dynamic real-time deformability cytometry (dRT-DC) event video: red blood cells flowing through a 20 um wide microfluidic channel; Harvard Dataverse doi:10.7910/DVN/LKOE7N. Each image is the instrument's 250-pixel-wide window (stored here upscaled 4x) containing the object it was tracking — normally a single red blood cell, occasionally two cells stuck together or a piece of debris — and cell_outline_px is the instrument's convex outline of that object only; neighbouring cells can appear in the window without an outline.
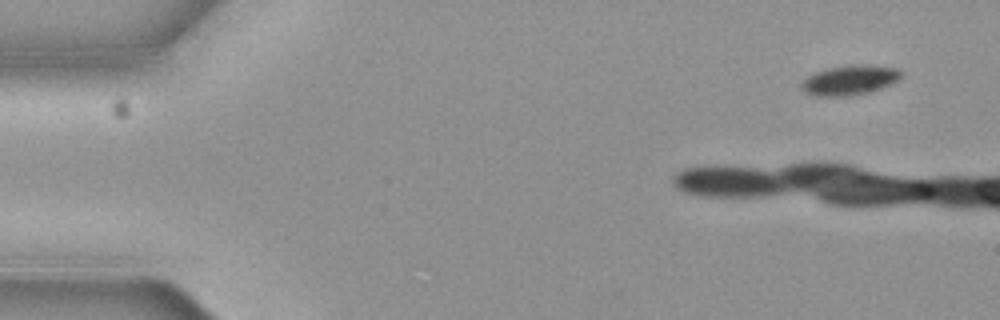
{"species": "common noctule bat (a hibernating species)", "species_latin": "Nyctalus noctula", "temperature_condition": "cold", "stored_images_in_passage": 6, "camera_frame_rate_fps": 3000, "um_per_image_px": 0.085, "animal": {"sex": "female", "body_mass_g": 19.3, "forearm_length_mm": 54.1}, "frame": {"image": 1, "passage_image": 1, "time_ms": 0.0, "image_size_px": [1000, 320], "cell_outline_px": [[900, 76], [896, 80], [880, 88], [848, 96], [812, 96], [804, 92], [800, 88], [800, 84], [808, 76], [816, 72], [828, 68], [848, 64], [860, 64], [896, 68], [900, 72]], "centroid_in_image_um": [72.12, 6.8], "position_along_channel_um": 12.9, "area_um2": 16.99}}